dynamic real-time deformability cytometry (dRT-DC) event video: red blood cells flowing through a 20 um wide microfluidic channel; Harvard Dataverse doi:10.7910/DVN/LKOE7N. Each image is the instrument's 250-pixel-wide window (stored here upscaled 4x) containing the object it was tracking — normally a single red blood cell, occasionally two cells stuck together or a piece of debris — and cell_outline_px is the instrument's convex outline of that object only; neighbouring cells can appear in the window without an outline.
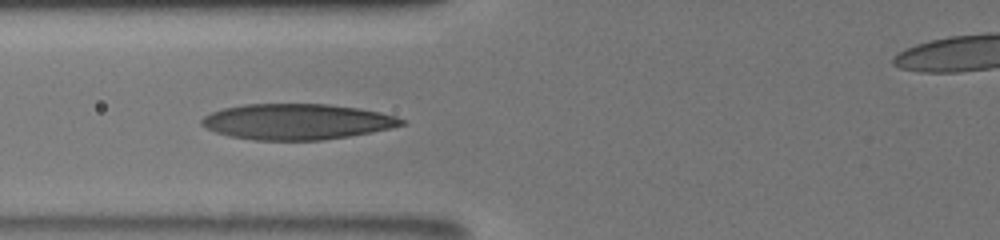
{"species": "human", "species_latin": "Homo sapiens", "temperature_condition": "room temperature", "stored_images_in_passage": 34, "camera_frame_rate_fps": 3000, "um_per_image_px": 0.085, "donor": {"sex": "male"}, "frame": {"image": 1, "passage_image": 13, "time_ms": 5.667, "image_size_px": [1000, 240], "cell_outline_px": [[408, 124], [392, 128], [372, 132], [348, 136], [320, 140], [252, 140], [228, 136], [216, 132], [200, 124], [200, 120], [204, 116], [212, 112], [224, 108], [244, 104], [328, 104], [360, 108], [380, 112], [396, 116], [408, 120]], "centroid_in_image_um": [25.28, 10.34], "position_along_channel_um": 100.5, "area_um2": 41.85}}
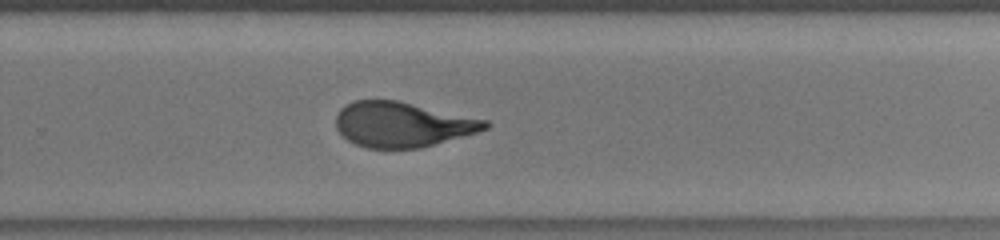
{"frame": {"image": 2, "passage_image": 22, "time_ms": 10.667, "image_size_px": [1000, 240], "cell_outline_px": [[492, 124], [488, 128], [476, 132], [420, 148], [368, 148], [356, 144], [348, 140], [336, 128], [336, 116], [340, 108], [352, 100], [396, 100], [488, 120]], "centroid_in_image_um": [34.18, 10.57], "position_along_channel_um": 295.6, "area_um2": 38.96}}
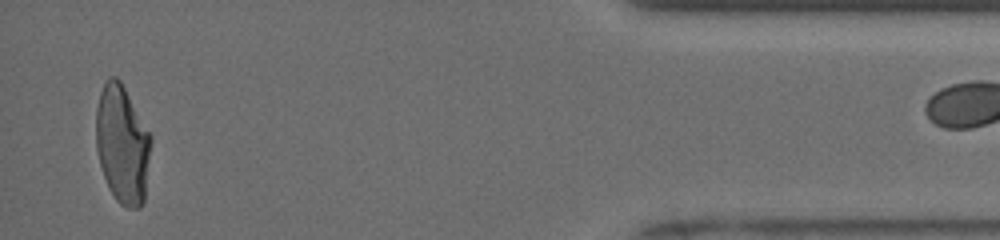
{"frame": {"image": 3, "passage_image": 33, "time_ms": 15.333, "image_size_px": [1000, 240], "cell_outline_px": [[152, 144], [144, 200], [140, 208], [128, 208], [120, 204], [116, 200], [108, 188], [100, 164], [96, 148], [96, 108], [100, 92], [104, 80], [108, 76], [116, 76], [120, 80], [152, 136]], "centroid_in_image_um": [10.4, 12.26], "position_along_channel_um": 424.8, "area_um2": 38.26}}